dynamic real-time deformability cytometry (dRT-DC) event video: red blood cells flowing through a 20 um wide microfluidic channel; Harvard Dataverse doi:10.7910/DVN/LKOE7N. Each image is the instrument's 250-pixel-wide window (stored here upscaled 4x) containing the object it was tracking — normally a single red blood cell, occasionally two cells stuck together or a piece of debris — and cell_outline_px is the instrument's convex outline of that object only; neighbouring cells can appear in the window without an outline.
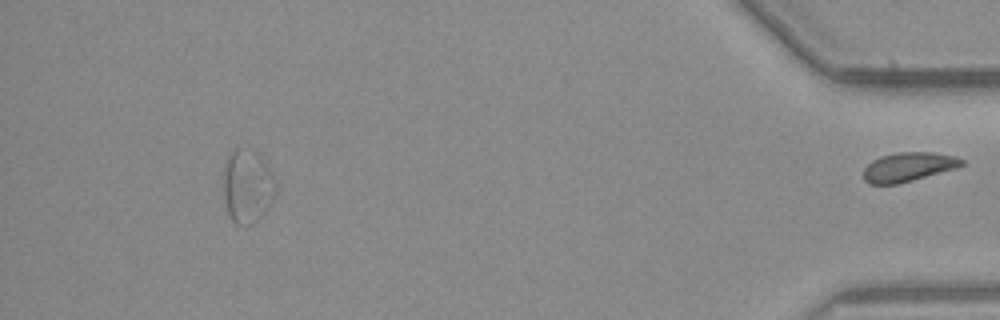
{"species": "common noctule bat (a hibernating species)", "species_latin": "Nyctalus noctula", "temperature_condition": "warm", "stored_images_in_passage": 38, "segment_of_instrument_passage": [2, 2], "camera_frame_rate_fps": 3000, "um_per_image_px": 0.085, "animal": {"sex": "male", "body_mass_g": 23.1, "forearm_length_mm": 52.7}, "frame": {"image": 1, "passage_image": 38, "time_ms": 12.333, "image_size_px": [1000, 320], "cell_outline_px": [[964, 164], [956, 168], [912, 180], [896, 184], [868, 184], [864, 180], [864, 168], [872, 160], [880, 156], [900, 152], [932, 152], [956, 156], [964, 160]], "centroid_in_image_um": [77.2, 14.18], "position_along_channel_um": 358.0, "area_um2": 16.59}}